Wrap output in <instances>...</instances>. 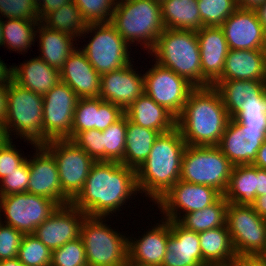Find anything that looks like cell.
Segmentation results:
<instances>
[{
  "mask_svg": "<svg viewBox=\"0 0 266 266\" xmlns=\"http://www.w3.org/2000/svg\"><path fill=\"white\" fill-rule=\"evenodd\" d=\"M78 99L77 94L61 81L43 95V144L51 140H72Z\"/></svg>",
  "mask_w": 266,
  "mask_h": 266,
  "instance_id": "obj_13",
  "label": "cell"
},
{
  "mask_svg": "<svg viewBox=\"0 0 266 266\" xmlns=\"http://www.w3.org/2000/svg\"><path fill=\"white\" fill-rule=\"evenodd\" d=\"M110 24L130 46L136 41L148 53L165 29L161 3L153 0H117Z\"/></svg>",
  "mask_w": 266,
  "mask_h": 266,
  "instance_id": "obj_4",
  "label": "cell"
},
{
  "mask_svg": "<svg viewBox=\"0 0 266 266\" xmlns=\"http://www.w3.org/2000/svg\"><path fill=\"white\" fill-rule=\"evenodd\" d=\"M265 139L266 129H246L230 119L217 147L233 165H246L255 161Z\"/></svg>",
  "mask_w": 266,
  "mask_h": 266,
  "instance_id": "obj_16",
  "label": "cell"
},
{
  "mask_svg": "<svg viewBox=\"0 0 266 266\" xmlns=\"http://www.w3.org/2000/svg\"><path fill=\"white\" fill-rule=\"evenodd\" d=\"M161 266H209L202 257L199 233L168 220V242Z\"/></svg>",
  "mask_w": 266,
  "mask_h": 266,
  "instance_id": "obj_22",
  "label": "cell"
},
{
  "mask_svg": "<svg viewBox=\"0 0 266 266\" xmlns=\"http://www.w3.org/2000/svg\"><path fill=\"white\" fill-rule=\"evenodd\" d=\"M34 148L35 156L27 158L30 173L28 193L50 198L61 206L62 189L56 161L42 144Z\"/></svg>",
  "mask_w": 266,
  "mask_h": 266,
  "instance_id": "obj_20",
  "label": "cell"
},
{
  "mask_svg": "<svg viewBox=\"0 0 266 266\" xmlns=\"http://www.w3.org/2000/svg\"><path fill=\"white\" fill-rule=\"evenodd\" d=\"M203 260L209 266H230L236 258L227 225L199 233Z\"/></svg>",
  "mask_w": 266,
  "mask_h": 266,
  "instance_id": "obj_29",
  "label": "cell"
},
{
  "mask_svg": "<svg viewBox=\"0 0 266 266\" xmlns=\"http://www.w3.org/2000/svg\"><path fill=\"white\" fill-rule=\"evenodd\" d=\"M23 233L0 222V261L17 258Z\"/></svg>",
  "mask_w": 266,
  "mask_h": 266,
  "instance_id": "obj_47",
  "label": "cell"
},
{
  "mask_svg": "<svg viewBox=\"0 0 266 266\" xmlns=\"http://www.w3.org/2000/svg\"><path fill=\"white\" fill-rule=\"evenodd\" d=\"M89 33L94 35L90 38L89 43L83 46L82 51L100 75L121 69L132 63L128 51L130 45L119 35L110 22L88 23L83 37Z\"/></svg>",
  "mask_w": 266,
  "mask_h": 266,
  "instance_id": "obj_10",
  "label": "cell"
},
{
  "mask_svg": "<svg viewBox=\"0 0 266 266\" xmlns=\"http://www.w3.org/2000/svg\"><path fill=\"white\" fill-rule=\"evenodd\" d=\"M266 0H235L236 7L240 9L255 10L258 6L264 3Z\"/></svg>",
  "mask_w": 266,
  "mask_h": 266,
  "instance_id": "obj_56",
  "label": "cell"
},
{
  "mask_svg": "<svg viewBox=\"0 0 266 266\" xmlns=\"http://www.w3.org/2000/svg\"><path fill=\"white\" fill-rule=\"evenodd\" d=\"M0 266H26L17 258L0 261Z\"/></svg>",
  "mask_w": 266,
  "mask_h": 266,
  "instance_id": "obj_59",
  "label": "cell"
},
{
  "mask_svg": "<svg viewBox=\"0 0 266 266\" xmlns=\"http://www.w3.org/2000/svg\"><path fill=\"white\" fill-rule=\"evenodd\" d=\"M58 204L47 197L28 192L0 196V213L2 211L7 225L21 231L23 234H33L51 214Z\"/></svg>",
  "mask_w": 266,
  "mask_h": 266,
  "instance_id": "obj_12",
  "label": "cell"
},
{
  "mask_svg": "<svg viewBox=\"0 0 266 266\" xmlns=\"http://www.w3.org/2000/svg\"><path fill=\"white\" fill-rule=\"evenodd\" d=\"M0 13L4 19L40 20L33 0H0Z\"/></svg>",
  "mask_w": 266,
  "mask_h": 266,
  "instance_id": "obj_45",
  "label": "cell"
},
{
  "mask_svg": "<svg viewBox=\"0 0 266 266\" xmlns=\"http://www.w3.org/2000/svg\"><path fill=\"white\" fill-rule=\"evenodd\" d=\"M124 266H147V265H143V264H139V263H135L130 261L129 259L126 261V263L124 264Z\"/></svg>",
  "mask_w": 266,
  "mask_h": 266,
  "instance_id": "obj_60",
  "label": "cell"
},
{
  "mask_svg": "<svg viewBox=\"0 0 266 266\" xmlns=\"http://www.w3.org/2000/svg\"><path fill=\"white\" fill-rule=\"evenodd\" d=\"M12 143L13 139L0 147V180L17 169L27 159Z\"/></svg>",
  "mask_w": 266,
  "mask_h": 266,
  "instance_id": "obj_48",
  "label": "cell"
},
{
  "mask_svg": "<svg viewBox=\"0 0 266 266\" xmlns=\"http://www.w3.org/2000/svg\"><path fill=\"white\" fill-rule=\"evenodd\" d=\"M203 26L220 27L237 9L235 0H198Z\"/></svg>",
  "mask_w": 266,
  "mask_h": 266,
  "instance_id": "obj_41",
  "label": "cell"
},
{
  "mask_svg": "<svg viewBox=\"0 0 266 266\" xmlns=\"http://www.w3.org/2000/svg\"><path fill=\"white\" fill-rule=\"evenodd\" d=\"M50 266H88L81 237L68 241L62 247L54 249Z\"/></svg>",
  "mask_w": 266,
  "mask_h": 266,
  "instance_id": "obj_42",
  "label": "cell"
},
{
  "mask_svg": "<svg viewBox=\"0 0 266 266\" xmlns=\"http://www.w3.org/2000/svg\"><path fill=\"white\" fill-rule=\"evenodd\" d=\"M70 1L72 0H42L37 6L39 19L41 20L46 14L57 10Z\"/></svg>",
  "mask_w": 266,
  "mask_h": 266,
  "instance_id": "obj_50",
  "label": "cell"
},
{
  "mask_svg": "<svg viewBox=\"0 0 266 266\" xmlns=\"http://www.w3.org/2000/svg\"><path fill=\"white\" fill-rule=\"evenodd\" d=\"M86 216L72 203L58 206L33 234L53 251L80 237V228Z\"/></svg>",
  "mask_w": 266,
  "mask_h": 266,
  "instance_id": "obj_18",
  "label": "cell"
},
{
  "mask_svg": "<svg viewBox=\"0 0 266 266\" xmlns=\"http://www.w3.org/2000/svg\"><path fill=\"white\" fill-rule=\"evenodd\" d=\"M149 53L159 65L174 71L194 87H202L201 56L195 31L165 28Z\"/></svg>",
  "mask_w": 266,
  "mask_h": 266,
  "instance_id": "obj_5",
  "label": "cell"
},
{
  "mask_svg": "<svg viewBox=\"0 0 266 266\" xmlns=\"http://www.w3.org/2000/svg\"><path fill=\"white\" fill-rule=\"evenodd\" d=\"M12 67V80L34 93L45 95L60 81V71L39 56Z\"/></svg>",
  "mask_w": 266,
  "mask_h": 266,
  "instance_id": "obj_27",
  "label": "cell"
},
{
  "mask_svg": "<svg viewBox=\"0 0 266 266\" xmlns=\"http://www.w3.org/2000/svg\"><path fill=\"white\" fill-rule=\"evenodd\" d=\"M10 140L12 137L9 136L5 122L0 120V147L6 145Z\"/></svg>",
  "mask_w": 266,
  "mask_h": 266,
  "instance_id": "obj_57",
  "label": "cell"
},
{
  "mask_svg": "<svg viewBox=\"0 0 266 266\" xmlns=\"http://www.w3.org/2000/svg\"><path fill=\"white\" fill-rule=\"evenodd\" d=\"M218 80L266 81V50L229 49Z\"/></svg>",
  "mask_w": 266,
  "mask_h": 266,
  "instance_id": "obj_26",
  "label": "cell"
},
{
  "mask_svg": "<svg viewBox=\"0 0 266 266\" xmlns=\"http://www.w3.org/2000/svg\"><path fill=\"white\" fill-rule=\"evenodd\" d=\"M220 27L229 49L266 50V33L255 10L237 8Z\"/></svg>",
  "mask_w": 266,
  "mask_h": 266,
  "instance_id": "obj_17",
  "label": "cell"
},
{
  "mask_svg": "<svg viewBox=\"0 0 266 266\" xmlns=\"http://www.w3.org/2000/svg\"><path fill=\"white\" fill-rule=\"evenodd\" d=\"M230 119L214 86L195 87L176 118V127L187 146H217Z\"/></svg>",
  "mask_w": 266,
  "mask_h": 266,
  "instance_id": "obj_2",
  "label": "cell"
},
{
  "mask_svg": "<svg viewBox=\"0 0 266 266\" xmlns=\"http://www.w3.org/2000/svg\"><path fill=\"white\" fill-rule=\"evenodd\" d=\"M161 11L164 27L167 29L196 32L203 27L198 0H164Z\"/></svg>",
  "mask_w": 266,
  "mask_h": 266,
  "instance_id": "obj_32",
  "label": "cell"
},
{
  "mask_svg": "<svg viewBox=\"0 0 266 266\" xmlns=\"http://www.w3.org/2000/svg\"><path fill=\"white\" fill-rule=\"evenodd\" d=\"M162 220L161 224L156 223V226L146 231L141 238L139 236L133 240L132 237H128L130 261L147 266L162 265L168 242V220L163 218Z\"/></svg>",
  "mask_w": 266,
  "mask_h": 266,
  "instance_id": "obj_25",
  "label": "cell"
},
{
  "mask_svg": "<svg viewBox=\"0 0 266 266\" xmlns=\"http://www.w3.org/2000/svg\"><path fill=\"white\" fill-rule=\"evenodd\" d=\"M153 1H156V2L162 3L164 0H153Z\"/></svg>",
  "mask_w": 266,
  "mask_h": 266,
  "instance_id": "obj_63",
  "label": "cell"
},
{
  "mask_svg": "<svg viewBox=\"0 0 266 266\" xmlns=\"http://www.w3.org/2000/svg\"><path fill=\"white\" fill-rule=\"evenodd\" d=\"M161 133L141 127L127 118L125 152L121 164L137 170L147 159L153 143Z\"/></svg>",
  "mask_w": 266,
  "mask_h": 266,
  "instance_id": "obj_33",
  "label": "cell"
},
{
  "mask_svg": "<svg viewBox=\"0 0 266 266\" xmlns=\"http://www.w3.org/2000/svg\"><path fill=\"white\" fill-rule=\"evenodd\" d=\"M135 193H139L135 169L120 162L95 161L82 191L71 203L87 216L107 218Z\"/></svg>",
  "mask_w": 266,
  "mask_h": 266,
  "instance_id": "obj_1",
  "label": "cell"
},
{
  "mask_svg": "<svg viewBox=\"0 0 266 266\" xmlns=\"http://www.w3.org/2000/svg\"><path fill=\"white\" fill-rule=\"evenodd\" d=\"M226 225L236 256L266 255V220L252 205L228 203Z\"/></svg>",
  "mask_w": 266,
  "mask_h": 266,
  "instance_id": "obj_11",
  "label": "cell"
},
{
  "mask_svg": "<svg viewBox=\"0 0 266 266\" xmlns=\"http://www.w3.org/2000/svg\"><path fill=\"white\" fill-rule=\"evenodd\" d=\"M42 145L56 161L62 189V205L69 204L82 191L95 161L68 139L51 140Z\"/></svg>",
  "mask_w": 266,
  "mask_h": 266,
  "instance_id": "obj_9",
  "label": "cell"
},
{
  "mask_svg": "<svg viewBox=\"0 0 266 266\" xmlns=\"http://www.w3.org/2000/svg\"><path fill=\"white\" fill-rule=\"evenodd\" d=\"M105 219L86 216L82 222L80 237L87 265L124 266L128 260V238L105 224Z\"/></svg>",
  "mask_w": 266,
  "mask_h": 266,
  "instance_id": "obj_7",
  "label": "cell"
},
{
  "mask_svg": "<svg viewBox=\"0 0 266 266\" xmlns=\"http://www.w3.org/2000/svg\"><path fill=\"white\" fill-rule=\"evenodd\" d=\"M127 116L124 114L118 121L102 131L105 161L122 162L125 152Z\"/></svg>",
  "mask_w": 266,
  "mask_h": 266,
  "instance_id": "obj_38",
  "label": "cell"
},
{
  "mask_svg": "<svg viewBox=\"0 0 266 266\" xmlns=\"http://www.w3.org/2000/svg\"><path fill=\"white\" fill-rule=\"evenodd\" d=\"M196 34L201 56L202 87L212 86L222 75L229 47L221 27L203 26Z\"/></svg>",
  "mask_w": 266,
  "mask_h": 266,
  "instance_id": "obj_21",
  "label": "cell"
},
{
  "mask_svg": "<svg viewBox=\"0 0 266 266\" xmlns=\"http://www.w3.org/2000/svg\"><path fill=\"white\" fill-rule=\"evenodd\" d=\"M5 125L9 136L16 132L33 147L43 144V96L11 80L7 88Z\"/></svg>",
  "mask_w": 266,
  "mask_h": 266,
  "instance_id": "obj_6",
  "label": "cell"
},
{
  "mask_svg": "<svg viewBox=\"0 0 266 266\" xmlns=\"http://www.w3.org/2000/svg\"><path fill=\"white\" fill-rule=\"evenodd\" d=\"M252 206L255 212L266 220V195L257 196Z\"/></svg>",
  "mask_w": 266,
  "mask_h": 266,
  "instance_id": "obj_55",
  "label": "cell"
},
{
  "mask_svg": "<svg viewBox=\"0 0 266 266\" xmlns=\"http://www.w3.org/2000/svg\"><path fill=\"white\" fill-rule=\"evenodd\" d=\"M12 80V67L4 63L0 59V85H8V83Z\"/></svg>",
  "mask_w": 266,
  "mask_h": 266,
  "instance_id": "obj_53",
  "label": "cell"
},
{
  "mask_svg": "<svg viewBox=\"0 0 266 266\" xmlns=\"http://www.w3.org/2000/svg\"><path fill=\"white\" fill-rule=\"evenodd\" d=\"M257 167L234 165L224 197L228 203L252 205L256 199Z\"/></svg>",
  "mask_w": 266,
  "mask_h": 266,
  "instance_id": "obj_34",
  "label": "cell"
},
{
  "mask_svg": "<svg viewBox=\"0 0 266 266\" xmlns=\"http://www.w3.org/2000/svg\"><path fill=\"white\" fill-rule=\"evenodd\" d=\"M124 114L131 122L141 127L156 130L161 134L176 127V117L145 93L132 102Z\"/></svg>",
  "mask_w": 266,
  "mask_h": 266,
  "instance_id": "obj_28",
  "label": "cell"
},
{
  "mask_svg": "<svg viewBox=\"0 0 266 266\" xmlns=\"http://www.w3.org/2000/svg\"><path fill=\"white\" fill-rule=\"evenodd\" d=\"M29 163L26 159L17 169L0 180V196L28 192Z\"/></svg>",
  "mask_w": 266,
  "mask_h": 266,
  "instance_id": "obj_46",
  "label": "cell"
},
{
  "mask_svg": "<svg viewBox=\"0 0 266 266\" xmlns=\"http://www.w3.org/2000/svg\"><path fill=\"white\" fill-rule=\"evenodd\" d=\"M34 1V3L38 6L41 2H42V0H33Z\"/></svg>",
  "mask_w": 266,
  "mask_h": 266,
  "instance_id": "obj_62",
  "label": "cell"
},
{
  "mask_svg": "<svg viewBox=\"0 0 266 266\" xmlns=\"http://www.w3.org/2000/svg\"><path fill=\"white\" fill-rule=\"evenodd\" d=\"M123 115L124 111L119 106L100 97L79 98L74 111L72 139L81 131H104Z\"/></svg>",
  "mask_w": 266,
  "mask_h": 266,
  "instance_id": "obj_23",
  "label": "cell"
},
{
  "mask_svg": "<svg viewBox=\"0 0 266 266\" xmlns=\"http://www.w3.org/2000/svg\"><path fill=\"white\" fill-rule=\"evenodd\" d=\"M252 165L258 167L259 169H266V139L257 151V157Z\"/></svg>",
  "mask_w": 266,
  "mask_h": 266,
  "instance_id": "obj_54",
  "label": "cell"
},
{
  "mask_svg": "<svg viewBox=\"0 0 266 266\" xmlns=\"http://www.w3.org/2000/svg\"><path fill=\"white\" fill-rule=\"evenodd\" d=\"M233 164L217 146H186L180 180L226 192Z\"/></svg>",
  "mask_w": 266,
  "mask_h": 266,
  "instance_id": "obj_8",
  "label": "cell"
},
{
  "mask_svg": "<svg viewBox=\"0 0 266 266\" xmlns=\"http://www.w3.org/2000/svg\"><path fill=\"white\" fill-rule=\"evenodd\" d=\"M7 88L8 85H0V120L4 122L7 115Z\"/></svg>",
  "mask_w": 266,
  "mask_h": 266,
  "instance_id": "obj_52",
  "label": "cell"
},
{
  "mask_svg": "<svg viewBox=\"0 0 266 266\" xmlns=\"http://www.w3.org/2000/svg\"><path fill=\"white\" fill-rule=\"evenodd\" d=\"M50 250L34 234H24L18 250L17 259L26 266H50Z\"/></svg>",
  "mask_w": 266,
  "mask_h": 266,
  "instance_id": "obj_39",
  "label": "cell"
},
{
  "mask_svg": "<svg viewBox=\"0 0 266 266\" xmlns=\"http://www.w3.org/2000/svg\"><path fill=\"white\" fill-rule=\"evenodd\" d=\"M2 18H0V47L3 46L2 44Z\"/></svg>",
  "mask_w": 266,
  "mask_h": 266,
  "instance_id": "obj_61",
  "label": "cell"
},
{
  "mask_svg": "<svg viewBox=\"0 0 266 266\" xmlns=\"http://www.w3.org/2000/svg\"><path fill=\"white\" fill-rule=\"evenodd\" d=\"M40 23L51 30L67 34L74 39L83 36L88 26V22L83 18L82 13L73 1L46 14L40 20Z\"/></svg>",
  "mask_w": 266,
  "mask_h": 266,
  "instance_id": "obj_35",
  "label": "cell"
},
{
  "mask_svg": "<svg viewBox=\"0 0 266 266\" xmlns=\"http://www.w3.org/2000/svg\"><path fill=\"white\" fill-rule=\"evenodd\" d=\"M214 86L220 93L228 115L232 117L250 98L266 95V81L259 80H217Z\"/></svg>",
  "mask_w": 266,
  "mask_h": 266,
  "instance_id": "obj_30",
  "label": "cell"
},
{
  "mask_svg": "<svg viewBox=\"0 0 266 266\" xmlns=\"http://www.w3.org/2000/svg\"><path fill=\"white\" fill-rule=\"evenodd\" d=\"M257 177L256 197L266 195V169L257 167Z\"/></svg>",
  "mask_w": 266,
  "mask_h": 266,
  "instance_id": "obj_51",
  "label": "cell"
},
{
  "mask_svg": "<svg viewBox=\"0 0 266 266\" xmlns=\"http://www.w3.org/2000/svg\"><path fill=\"white\" fill-rule=\"evenodd\" d=\"M36 29V35L39 36L37 38H39V49L41 52L39 57L51 67L60 70L70 54L75 48H78V46H74L73 42L77 39H73V37L67 34L51 30L40 22Z\"/></svg>",
  "mask_w": 266,
  "mask_h": 266,
  "instance_id": "obj_31",
  "label": "cell"
},
{
  "mask_svg": "<svg viewBox=\"0 0 266 266\" xmlns=\"http://www.w3.org/2000/svg\"><path fill=\"white\" fill-rule=\"evenodd\" d=\"M133 68L130 63L121 69L102 74L99 97L125 111L144 93V76Z\"/></svg>",
  "mask_w": 266,
  "mask_h": 266,
  "instance_id": "obj_19",
  "label": "cell"
},
{
  "mask_svg": "<svg viewBox=\"0 0 266 266\" xmlns=\"http://www.w3.org/2000/svg\"><path fill=\"white\" fill-rule=\"evenodd\" d=\"M256 14L258 16V19L266 33V1L262 3L260 6H258L256 9Z\"/></svg>",
  "mask_w": 266,
  "mask_h": 266,
  "instance_id": "obj_58",
  "label": "cell"
},
{
  "mask_svg": "<svg viewBox=\"0 0 266 266\" xmlns=\"http://www.w3.org/2000/svg\"><path fill=\"white\" fill-rule=\"evenodd\" d=\"M228 202L222 195L215 203L203 210L183 214L177 221L185 229L200 233L219 228L226 224V210Z\"/></svg>",
  "mask_w": 266,
  "mask_h": 266,
  "instance_id": "obj_36",
  "label": "cell"
},
{
  "mask_svg": "<svg viewBox=\"0 0 266 266\" xmlns=\"http://www.w3.org/2000/svg\"><path fill=\"white\" fill-rule=\"evenodd\" d=\"M231 119L246 129H266V95L246 100Z\"/></svg>",
  "mask_w": 266,
  "mask_h": 266,
  "instance_id": "obj_40",
  "label": "cell"
},
{
  "mask_svg": "<svg viewBox=\"0 0 266 266\" xmlns=\"http://www.w3.org/2000/svg\"><path fill=\"white\" fill-rule=\"evenodd\" d=\"M221 196L213 187L179 180L156 203L164 219L178 221L184 212L203 210Z\"/></svg>",
  "mask_w": 266,
  "mask_h": 266,
  "instance_id": "obj_15",
  "label": "cell"
},
{
  "mask_svg": "<svg viewBox=\"0 0 266 266\" xmlns=\"http://www.w3.org/2000/svg\"><path fill=\"white\" fill-rule=\"evenodd\" d=\"M71 141L83 149L94 161H105L102 131L97 129L81 131Z\"/></svg>",
  "mask_w": 266,
  "mask_h": 266,
  "instance_id": "obj_44",
  "label": "cell"
},
{
  "mask_svg": "<svg viewBox=\"0 0 266 266\" xmlns=\"http://www.w3.org/2000/svg\"><path fill=\"white\" fill-rule=\"evenodd\" d=\"M88 23H108L117 0H72Z\"/></svg>",
  "mask_w": 266,
  "mask_h": 266,
  "instance_id": "obj_43",
  "label": "cell"
},
{
  "mask_svg": "<svg viewBox=\"0 0 266 266\" xmlns=\"http://www.w3.org/2000/svg\"><path fill=\"white\" fill-rule=\"evenodd\" d=\"M59 71L61 82L67 84L79 98L99 97L101 75L81 49L75 48Z\"/></svg>",
  "mask_w": 266,
  "mask_h": 266,
  "instance_id": "obj_24",
  "label": "cell"
},
{
  "mask_svg": "<svg viewBox=\"0 0 266 266\" xmlns=\"http://www.w3.org/2000/svg\"><path fill=\"white\" fill-rule=\"evenodd\" d=\"M154 63L143 74L144 93L177 118L195 87L174 71Z\"/></svg>",
  "mask_w": 266,
  "mask_h": 266,
  "instance_id": "obj_14",
  "label": "cell"
},
{
  "mask_svg": "<svg viewBox=\"0 0 266 266\" xmlns=\"http://www.w3.org/2000/svg\"><path fill=\"white\" fill-rule=\"evenodd\" d=\"M180 130L160 134L150 154L136 170L140 193L156 202L180 180L182 158L186 148ZM153 198V199H152Z\"/></svg>",
  "mask_w": 266,
  "mask_h": 266,
  "instance_id": "obj_3",
  "label": "cell"
},
{
  "mask_svg": "<svg viewBox=\"0 0 266 266\" xmlns=\"http://www.w3.org/2000/svg\"><path fill=\"white\" fill-rule=\"evenodd\" d=\"M230 266H266V255L236 256Z\"/></svg>",
  "mask_w": 266,
  "mask_h": 266,
  "instance_id": "obj_49",
  "label": "cell"
},
{
  "mask_svg": "<svg viewBox=\"0 0 266 266\" xmlns=\"http://www.w3.org/2000/svg\"><path fill=\"white\" fill-rule=\"evenodd\" d=\"M39 22L40 20L15 18H7L3 21L2 18V44L10 51L27 52L36 40V28Z\"/></svg>",
  "mask_w": 266,
  "mask_h": 266,
  "instance_id": "obj_37",
  "label": "cell"
}]
</instances>
